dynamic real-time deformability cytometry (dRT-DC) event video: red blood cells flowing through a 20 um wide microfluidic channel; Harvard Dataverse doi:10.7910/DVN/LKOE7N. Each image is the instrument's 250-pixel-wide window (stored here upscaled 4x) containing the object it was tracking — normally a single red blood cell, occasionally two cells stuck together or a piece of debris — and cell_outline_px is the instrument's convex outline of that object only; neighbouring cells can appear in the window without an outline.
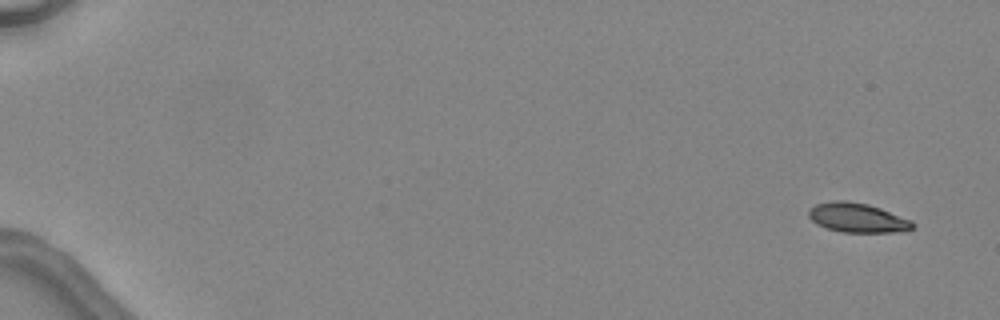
{"species": "common noctule bat (a hibernating species)", "species_latin": "Nyctalus noctula", "temperature_condition": "warm", "stored_images_in_passage": 5, "camera_frame_rate_fps": 3000, "um_per_image_px": 0.085, "animal": {"sex": "female", "body_mass_g": 24.6, "forearm_length_mm": 56.2}, "frame": {"image": 1, "passage_image": 1, "time_ms": 0.0, "image_size_px": [1000, 320], "cell_outline_px": [[916, 224], [912, 228], [892, 232], [840, 232], [816, 224], [808, 216], [808, 208], [816, 204], [832, 200], [848, 200], [868, 204], [880, 208], [912, 220]], "centroid_in_image_um": [72.84, 18.49], "position_along_channel_um": 12.2, "area_um2": 17.86}}
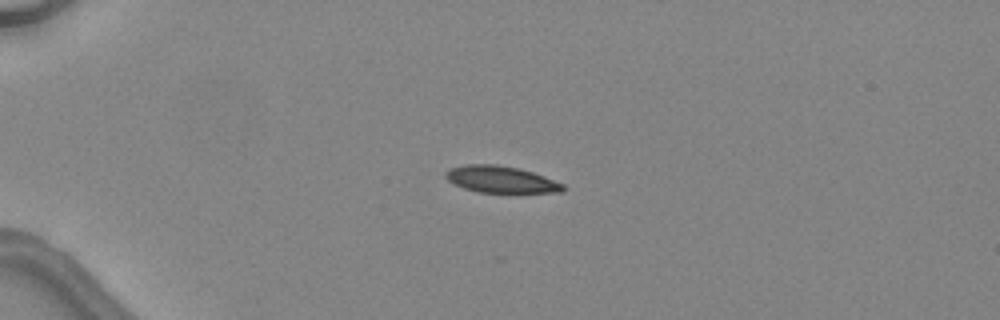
{"frame": {"image": 2, "passage_image": 4, "time_ms": 3.667, "image_size_px": [1000, 320], "cell_outline_px": [[568, 188], [564, 192], [476, 192], [464, 188], [448, 180], [444, 176], [444, 172], [448, 168], [464, 164], [496, 164], [520, 168], [544, 176], [564, 184]], "centroid_in_image_um": [42.57, 15.24], "position_along_channel_um": 42.4, "area_um2": 18.44}}